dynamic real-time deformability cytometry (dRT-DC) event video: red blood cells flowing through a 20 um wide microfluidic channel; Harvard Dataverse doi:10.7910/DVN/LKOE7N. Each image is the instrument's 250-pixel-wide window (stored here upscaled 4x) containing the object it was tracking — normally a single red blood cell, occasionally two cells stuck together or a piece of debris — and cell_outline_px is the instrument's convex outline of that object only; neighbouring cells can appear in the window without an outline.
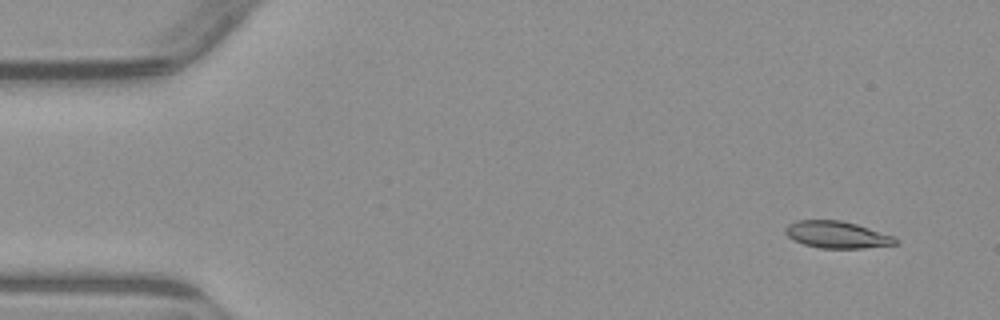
{"species": "common noctule bat (a hibernating species)", "species_latin": "Nyctalus noctula", "temperature_condition": "warm", "stored_images_in_passage": 4, "camera_frame_rate_fps": 3000, "um_per_image_px": 0.085, "animal": {"sex": "male", "body_mass_g": 23.1, "forearm_length_mm": 52.7}, "frame": {"image": 1, "passage_image": 1, "time_ms": 0.0, "image_size_px": [1000, 320], "cell_outline_px": [[900, 244], [864, 248], [820, 248], [804, 244], [792, 240], [784, 232], [784, 228], [788, 224], [796, 220], [840, 220], [856, 224], [892, 236], [900, 240]], "centroid_in_image_um": [71.13, 19.95], "position_along_channel_um": 13.9, "area_um2": 17.34}}
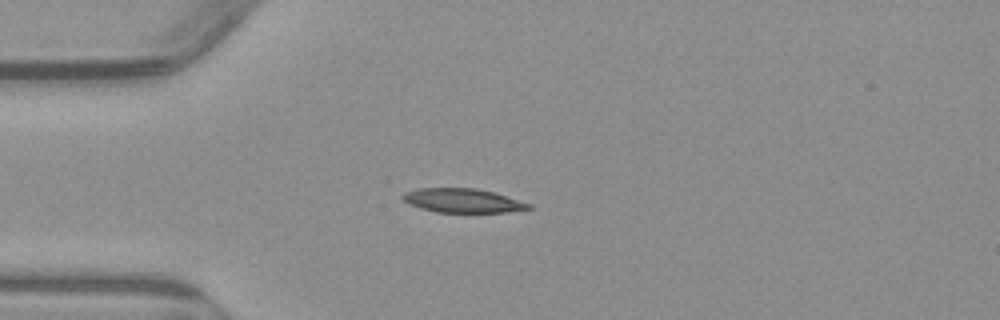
{"frame": {"image": 2, "passage_image": 4, "time_ms": 3.333, "image_size_px": [1000, 320], "cell_outline_px": [[532, 208], [508, 212], [436, 212], [420, 208], [408, 204], [400, 196], [404, 192], [420, 188], [476, 188], [492, 192], [532, 204]], "centroid_in_image_um": [39.3, 17.05], "position_along_channel_um": 45.7, "area_um2": 17.57}}